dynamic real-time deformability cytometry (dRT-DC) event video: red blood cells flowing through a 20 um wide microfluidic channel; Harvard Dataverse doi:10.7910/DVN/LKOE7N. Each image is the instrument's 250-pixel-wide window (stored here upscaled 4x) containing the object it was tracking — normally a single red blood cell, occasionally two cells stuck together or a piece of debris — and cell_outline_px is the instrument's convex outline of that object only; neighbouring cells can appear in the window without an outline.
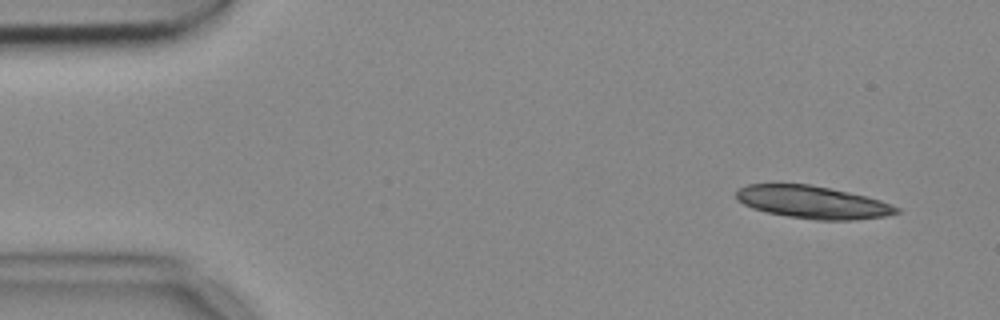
{"species": "common noctule bat (a hibernating species)", "species_latin": "Nyctalus noctula", "temperature_condition": "cold", "stored_images_in_passage": 4, "camera_frame_rate_fps": 3000, "um_per_image_px": 0.085, "animal": {"sex": "female", "body_mass_g": 18.4}, "frame": {"image": 1, "passage_image": 1, "time_ms": 0.0, "image_size_px": [1000, 320], "cell_outline_px": [[900, 212], [884, 216], [856, 220], [816, 220], [788, 216], [768, 212], [752, 208], [736, 200], [736, 192], [740, 188], [748, 184], [808, 184], [868, 196], [892, 204], [900, 208]], "centroid_in_image_um": [69.1, 17.19], "position_along_channel_um": 15.9, "area_um2": 30.35}}
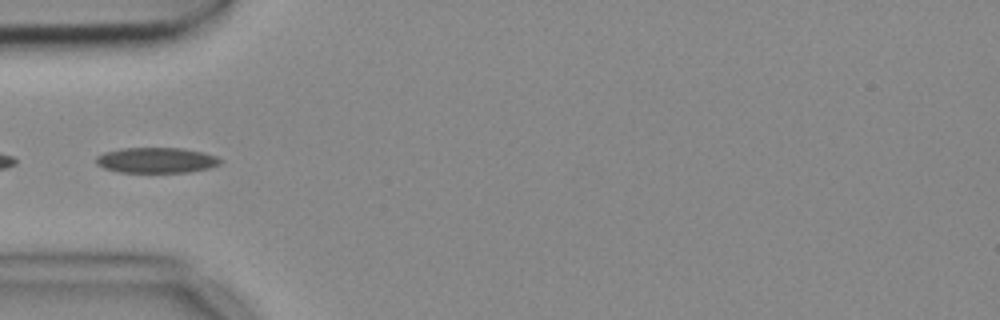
{"frame": {"image": 2, "passage_image": 4, "time_ms": 1.0, "image_size_px": [1000, 320], "cell_outline_px": [[224, 160], [220, 164], [208, 168], [188, 172], [116, 172], [104, 168], [96, 164], [96, 156], [104, 152], [120, 148], [184, 148], [216, 156]], "centroid_in_image_um": [13.27, 13.62], "position_along_channel_um": 71.7, "area_um2": 18.5}}